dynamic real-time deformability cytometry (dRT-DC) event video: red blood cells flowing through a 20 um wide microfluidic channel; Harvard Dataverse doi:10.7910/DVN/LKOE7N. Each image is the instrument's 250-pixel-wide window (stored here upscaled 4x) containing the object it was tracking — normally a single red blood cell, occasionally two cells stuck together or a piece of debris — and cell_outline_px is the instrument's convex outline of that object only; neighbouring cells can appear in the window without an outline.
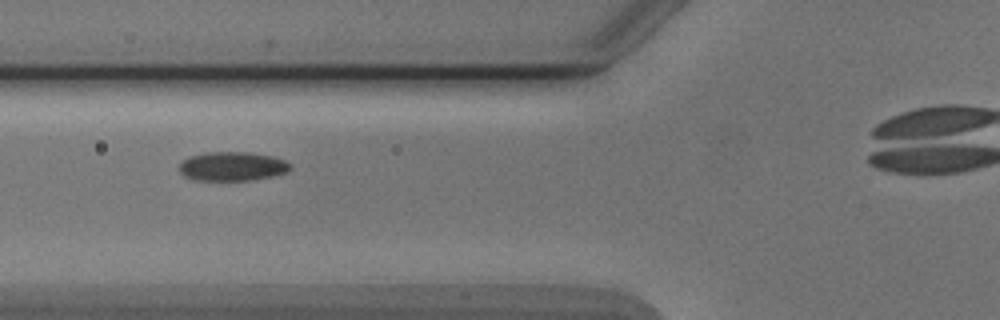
{"species": "Egyptian fruit bat (a non-hibernating species)", "species_latin": "Rousettus aegyptiacus", "temperature_condition": "cold", "stored_images_in_passage": 5, "camera_frame_rate_fps": 3000, "um_per_image_px": 0.085, "animal": {"sex": "male"}, "frame": {"image": 1, "passage_image": 2, "time_ms": 1.333, "image_size_px": [1000, 320], "cell_outline_px": [[292, 168], [288, 172], [272, 176], [252, 180], [192, 180], [184, 176], [180, 172], [180, 164], [184, 160], [192, 156], [208, 152], [252, 152], [272, 156], [284, 160], [292, 164]], "centroid_in_image_um": [19.79, 14.14], "position_along_channel_um": 106.0, "area_um2": 18.84}}
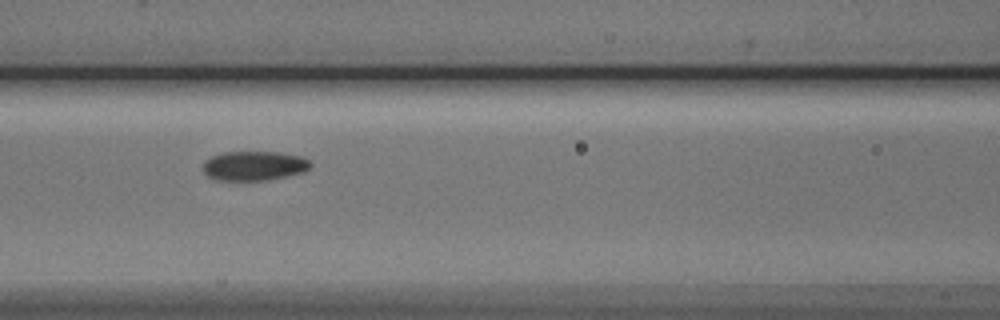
{"frame": {"image": 2, "passage_image": 3, "time_ms": 2.333, "image_size_px": [1000, 320], "cell_outline_px": [[312, 164], [304, 172], [268, 180], [216, 180], [208, 176], [204, 172], [204, 160], [212, 156], [224, 152], [280, 152], [300, 156], [308, 160]], "centroid_in_image_um": [21.59, 14.09], "position_along_channel_um": 145.0, "area_um2": 18.38}}
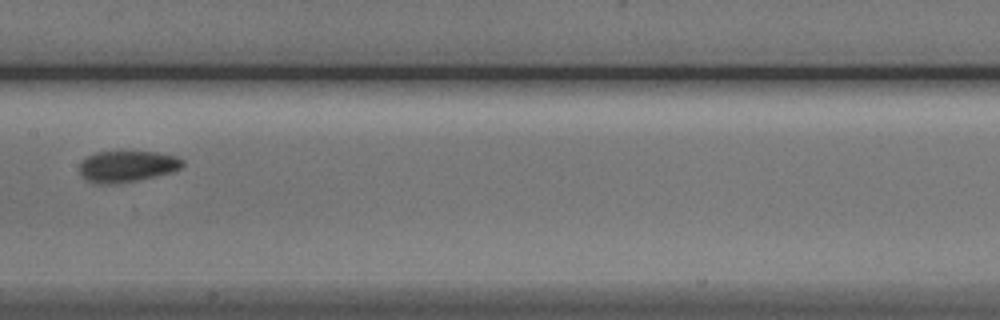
{"frame": {"image": 3, "passage_image": 4, "time_ms": 3.667, "image_size_px": [1000, 320], "cell_outline_px": [[184, 164], [180, 168], [172, 172], [136, 180], [112, 184], [96, 184], [88, 180], [80, 172], [80, 164], [88, 156], [96, 152], [156, 152], [176, 156], [184, 160]], "centroid_in_image_um": [10.83, 14.14], "position_along_channel_um": 196.6, "area_um2": 18.5}}